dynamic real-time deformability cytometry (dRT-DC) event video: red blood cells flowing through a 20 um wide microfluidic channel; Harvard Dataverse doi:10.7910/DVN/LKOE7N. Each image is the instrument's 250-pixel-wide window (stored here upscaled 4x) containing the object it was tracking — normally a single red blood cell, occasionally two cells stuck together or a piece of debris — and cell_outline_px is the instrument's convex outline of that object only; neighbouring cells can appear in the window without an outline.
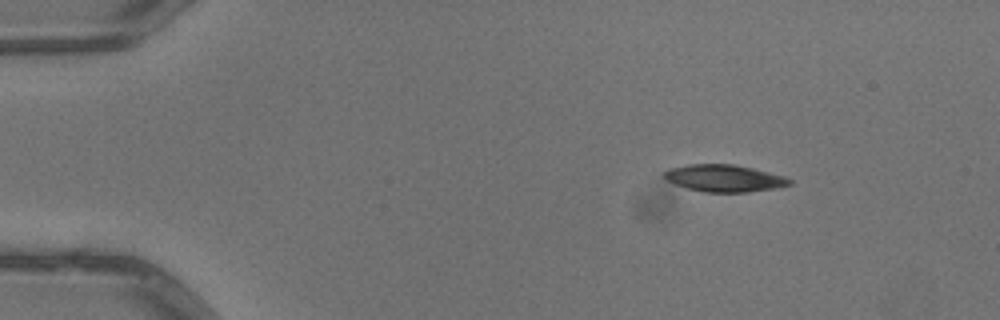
{"species": "common noctule bat (a hibernating species)", "species_latin": "Nyctalus noctula", "temperature_condition": "warm", "stored_images_in_passage": 5, "camera_frame_rate_fps": 3000, "um_per_image_px": 0.085, "animal": {"sex": "male", "body_mass_g": 13.3}, "frame": {"image": 1, "passage_image": 1, "time_ms": 0.0, "image_size_px": [1000, 320], "cell_outline_px": [[792, 184], [772, 188], [748, 192], [704, 192], [688, 188], [676, 184], [668, 180], [664, 176], [664, 172], [668, 168], [688, 164], [732, 164], [752, 168], [784, 176], [792, 180]], "centroid_in_image_um": [61.55, 15.14], "position_along_channel_um": 23.5, "area_um2": 19.54}}
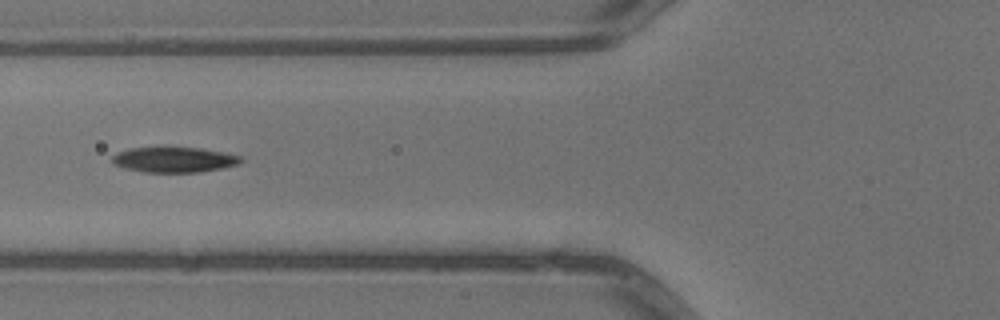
{"frame": {"image": 2, "passage_image": 4, "time_ms": 1.0, "image_size_px": [1000, 320], "cell_outline_px": [[244, 160], [240, 164], [200, 172], [144, 172], [128, 168], [116, 164], [112, 160], [112, 156], [116, 152], [132, 148], [200, 148], [224, 152], [240, 156]], "centroid_in_image_um": [14.85, 13.57], "position_along_channel_um": 111.0, "area_um2": 18.67}}
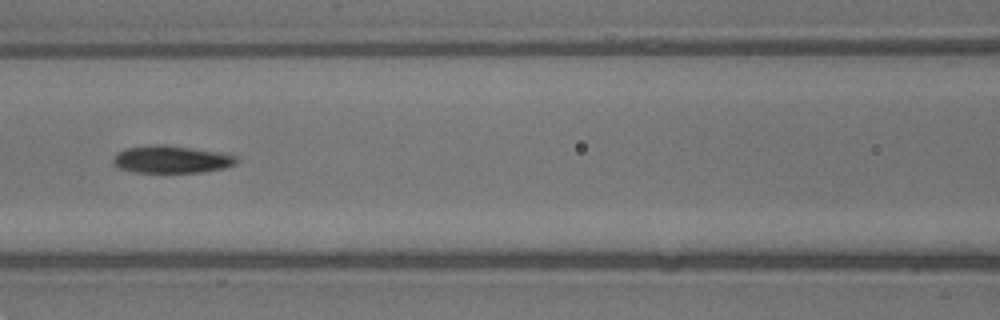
{"frame": {"image": 3, "passage_image": 5, "time_ms": 1.333, "image_size_px": [1000, 320], "cell_outline_px": [[240, 160], [236, 164], [224, 168], [204, 172], [136, 172], [120, 168], [112, 160], [112, 156], [116, 152], [124, 148], [148, 144], [164, 144], [192, 148], [216, 152], [236, 156]], "centroid_in_image_um": [14.54, 13.53], "position_along_channel_um": 152.1, "area_um2": 19.83}}